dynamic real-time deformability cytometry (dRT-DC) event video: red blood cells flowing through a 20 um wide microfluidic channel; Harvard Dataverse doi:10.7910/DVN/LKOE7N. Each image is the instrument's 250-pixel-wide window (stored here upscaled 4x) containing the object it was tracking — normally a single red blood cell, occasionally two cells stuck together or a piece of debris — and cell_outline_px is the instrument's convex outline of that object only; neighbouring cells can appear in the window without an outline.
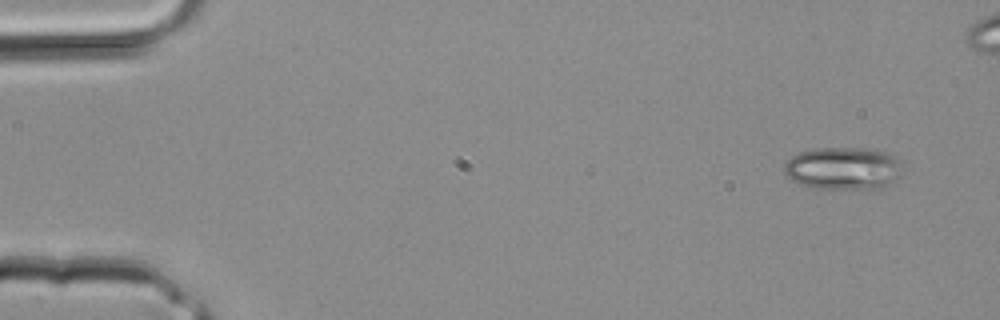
{"species": "common noctule bat (a hibernating species)", "species_latin": "Nyctalus noctula", "temperature_condition": "room temperature", "stored_images_in_passage": 4, "camera_frame_rate_fps": 3000, "um_per_image_px": 0.085, "animal": {"sex": "male", "body_mass_g": 20.4}, "frame": {"image": 1, "passage_image": 1, "time_ms": 0.0, "image_size_px": [1000, 320], "cell_outline_px": [[900, 176], [888, 188], [816, 188], [800, 184], [792, 180], [784, 172], [784, 164], [792, 156], [800, 152], [812, 148], [872, 148], [888, 152], [896, 156], [900, 160]], "centroid_in_image_um": [71.72, 14.29], "position_along_channel_um": 13.3, "area_um2": 29.65}}